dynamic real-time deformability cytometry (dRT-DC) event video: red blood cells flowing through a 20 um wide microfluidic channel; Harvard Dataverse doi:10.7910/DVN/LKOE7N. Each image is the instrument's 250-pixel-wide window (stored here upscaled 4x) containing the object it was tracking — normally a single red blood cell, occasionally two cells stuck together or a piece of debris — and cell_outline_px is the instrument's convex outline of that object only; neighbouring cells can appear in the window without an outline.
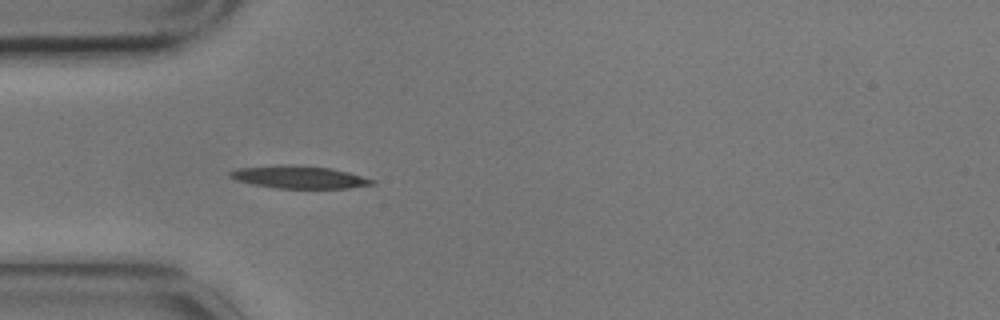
{"species": "common noctule bat (a hibernating species)", "species_latin": "Nyctalus noctula", "temperature_condition": "cold", "stored_images_in_passage": 5, "camera_frame_rate_fps": 3000, "um_per_image_px": 0.085, "animal": {"sex": "male", "body_mass_g": 17.9}, "frame": {"image": 1, "passage_image": 3, "time_ms": 0.667, "image_size_px": [1000, 320], "cell_outline_px": [[376, 184], [348, 188], [276, 188], [252, 184], [236, 180], [228, 176], [228, 172], [236, 168], [276, 164], [288, 164], [332, 168], [348, 172], [376, 180]], "centroid_in_image_um": [25.39, 15.04], "position_along_channel_um": 59.6, "area_um2": 18.96}}